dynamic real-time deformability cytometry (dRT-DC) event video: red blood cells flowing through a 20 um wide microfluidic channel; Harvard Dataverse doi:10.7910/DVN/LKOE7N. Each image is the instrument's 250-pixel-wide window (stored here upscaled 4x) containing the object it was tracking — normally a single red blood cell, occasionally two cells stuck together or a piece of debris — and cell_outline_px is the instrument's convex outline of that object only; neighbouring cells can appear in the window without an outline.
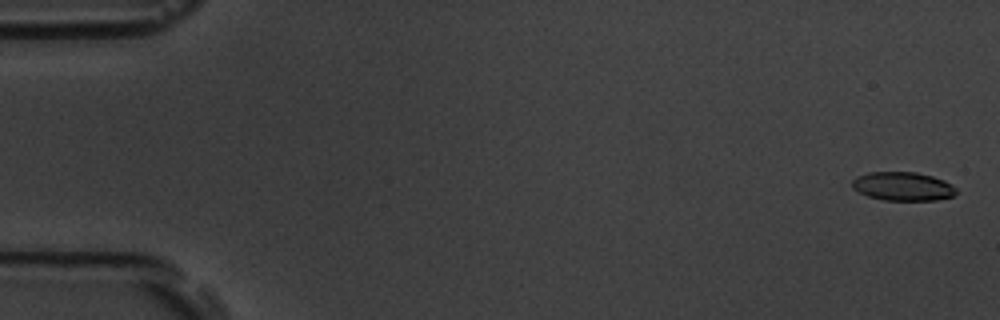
{"species": "common noctule bat (a hibernating species)", "species_latin": "Nyctalus noctula", "temperature_condition": "room temperature", "stored_images_in_passage": 16, "camera_frame_rate_fps": 3000, "um_per_image_px": 0.085, "animal": {"sex": "male", "body_mass_g": 19.5, "forearm_length_mm": 54.6}, "frame": {"image": 1, "passage_image": 2, "time_ms": 0.333, "image_size_px": [1000, 320], "cell_outline_px": [[956, 192], [952, 196], [936, 200], [884, 200], [868, 196], [852, 188], [852, 180], [856, 176], [868, 172], [916, 172], [932, 176], [944, 180], [952, 184], [956, 188]], "centroid_in_image_um": [76.73, 15.83], "position_along_channel_um": 8.3, "area_um2": 17.4}}
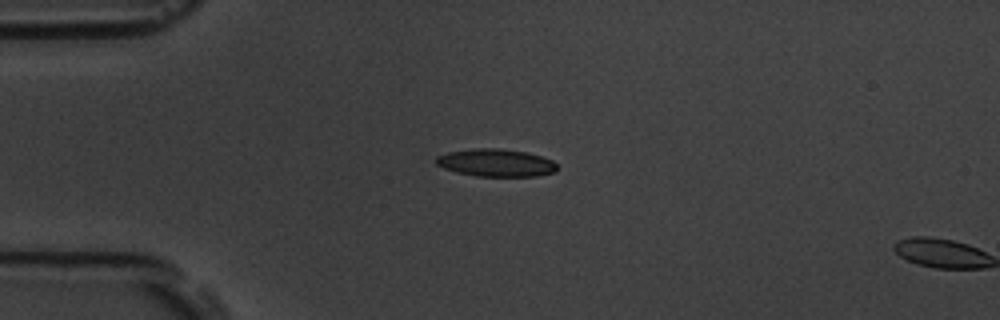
{"frame": {"image": 2, "passage_image": 15, "time_ms": 4.667, "image_size_px": [1000, 320], "cell_outline_px": [[556, 172], [536, 176], [476, 176], [456, 172], [444, 168], [436, 164], [436, 156], [448, 152], [476, 148], [496, 148], [528, 152], [552, 160], [556, 164]], "centroid_in_image_um": [42.15, 13.83], "position_along_channel_um": 42.8, "area_um2": 19.42}}